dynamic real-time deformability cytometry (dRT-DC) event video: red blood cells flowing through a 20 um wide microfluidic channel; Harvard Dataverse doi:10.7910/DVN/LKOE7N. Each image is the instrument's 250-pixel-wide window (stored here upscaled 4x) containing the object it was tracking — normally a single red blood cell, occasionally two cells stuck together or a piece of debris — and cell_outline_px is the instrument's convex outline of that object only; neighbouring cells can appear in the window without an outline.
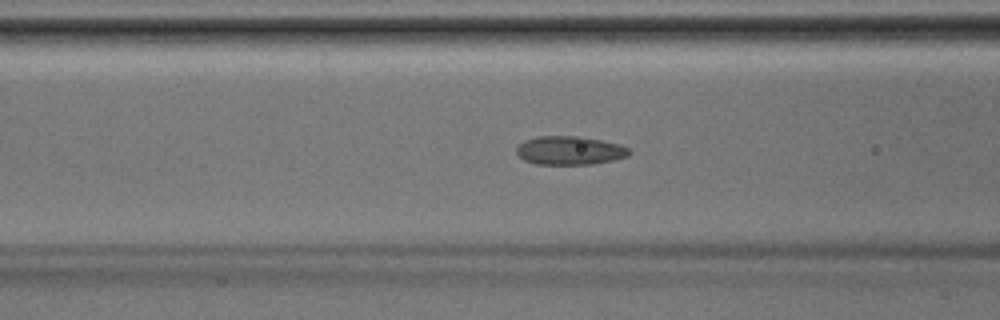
{"species": "Egyptian fruit bat (a non-hibernating species)", "species_latin": "Rousettus aegyptiacus", "temperature_condition": "room temperature", "stored_images_in_passage": 35, "camera_frame_rate_fps": 3000, "um_per_image_px": 0.085, "animal": {"sex": "male"}, "frame": {"image": 1, "passage_image": 11, "time_ms": 3.333, "image_size_px": [1000, 320], "cell_outline_px": [[632, 152], [628, 156], [612, 160], [592, 164], [536, 164], [524, 160], [516, 152], [516, 148], [524, 140], [540, 136], [580, 136], [620, 144], [628, 148]], "centroid_in_image_um": [48.43, 12.79], "position_along_channel_um": 118.2, "area_um2": 18.73}}
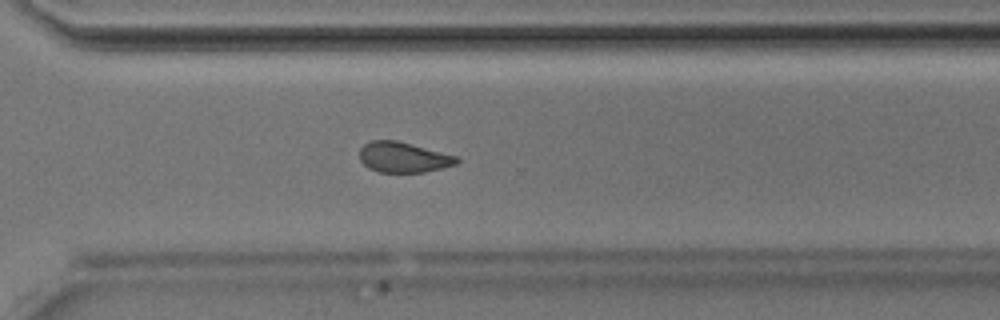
{"frame": {"image": 2, "passage_image": 24, "time_ms": 7.667, "image_size_px": [1000, 320], "cell_outline_px": [[460, 160], [456, 164], [424, 172], [380, 172], [368, 168], [360, 160], [360, 148], [364, 144], [372, 140], [396, 140], [460, 156]], "centroid_in_image_um": [34.3, 13.36], "position_along_channel_um": 336.3, "area_um2": 17.28}}
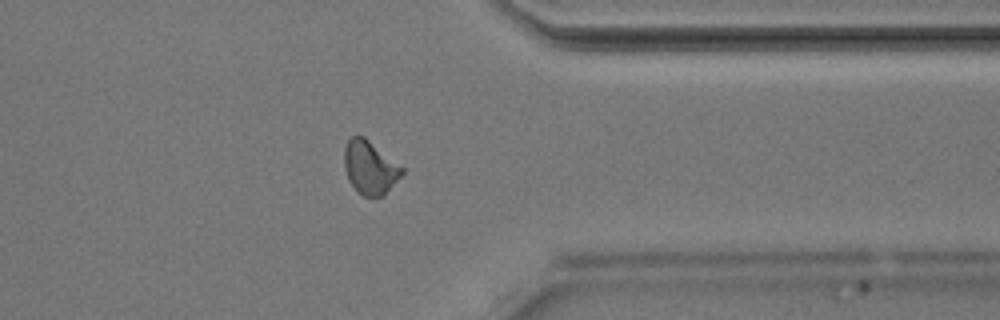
{"frame": {"image": 3, "passage_image": 27, "time_ms": 8.667, "image_size_px": [1000, 320], "cell_outline_px": [[404, 172], [384, 196], [364, 196], [348, 180], [344, 168], [344, 148], [348, 140], [356, 132], [364, 136], [404, 168]], "centroid_in_image_um": [31.43, 14.2], "position_along_channel_um": 380.0, "area_um2": 17.98}}